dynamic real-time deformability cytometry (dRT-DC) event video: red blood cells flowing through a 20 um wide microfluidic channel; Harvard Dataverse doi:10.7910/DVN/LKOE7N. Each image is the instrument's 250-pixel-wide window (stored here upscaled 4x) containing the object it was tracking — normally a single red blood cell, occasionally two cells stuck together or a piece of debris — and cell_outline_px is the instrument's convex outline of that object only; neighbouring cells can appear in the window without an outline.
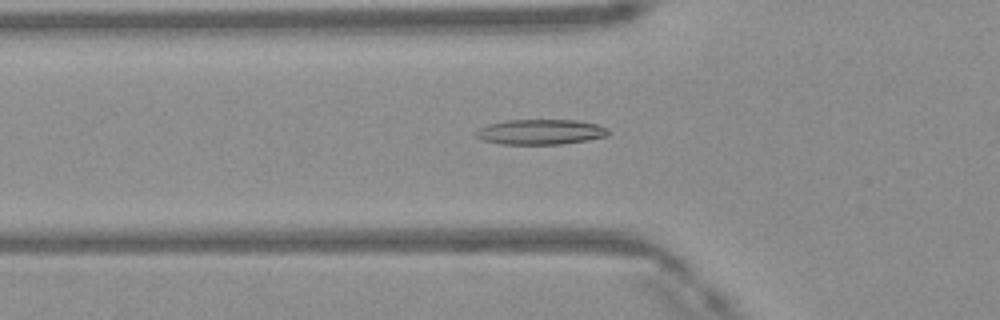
{"species": "Egyptian fruit bat (a non-hibernating species)", "species_latin": "Rousettus aegyptiacus", "temperature_condition": "warm", "stored_images_in_passage": 43, "camera_frame_rate_fps": 3000, "um_per_image_px": 0.085, "frame": {"image": 1, "passage_image": 17, "time_ms": 5.333, "image_size_px": [1000, 320], "cell_outline_px": [[608, 136], [560, 144], [500, 144], [484, 140], [476, 136], [472, 132], [488, 124], [508, 120], [576, 120], [596, 124], [608, 128]], "centroid_in_image_um": [45.91, 11.21], "position_along_channel_um": 79.9, "area_um2": 19.31}}
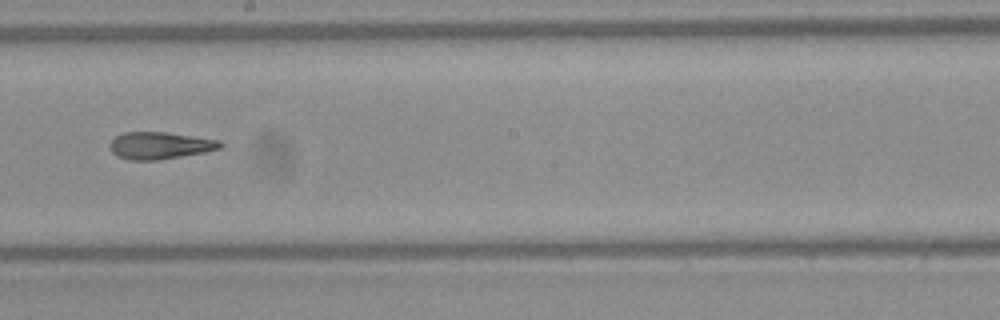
{"frame": {"image": 2, "passage_image": 28, "time_ms": 9.0, "image_size_px": [1000, 320], "cell_outline_px": [[224, 144], [220, 148], [204, 152], [160, 160], [128, 160], [116, 156], [108, 148], [108, 144], [116, 136], [124, 132], [164, 132], [220, 140]], "centroid_in_image_um": [13.55, 12.37], "position_along_channel_um": 234.7, "area_um2": 17.51}}
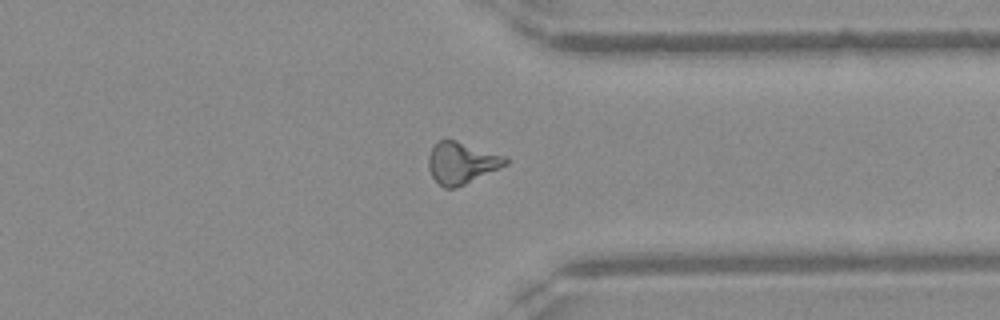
{"frame": {"image": 3, "passage_image": 38, "time_ms": 12.333, "image_size_px": [1000, 320], "cell_outline_px": [[508, 164], [500, 168], [456, 188], [444, 188], [432, 176], [428, 168], [428, 156], [432, 148], [440, 140], [456, 140], [508, 156]], "centroid_in_image_um": [39.26, 13.84], "position_along_channel_um": 372.1, "area_um2": 18.73}}